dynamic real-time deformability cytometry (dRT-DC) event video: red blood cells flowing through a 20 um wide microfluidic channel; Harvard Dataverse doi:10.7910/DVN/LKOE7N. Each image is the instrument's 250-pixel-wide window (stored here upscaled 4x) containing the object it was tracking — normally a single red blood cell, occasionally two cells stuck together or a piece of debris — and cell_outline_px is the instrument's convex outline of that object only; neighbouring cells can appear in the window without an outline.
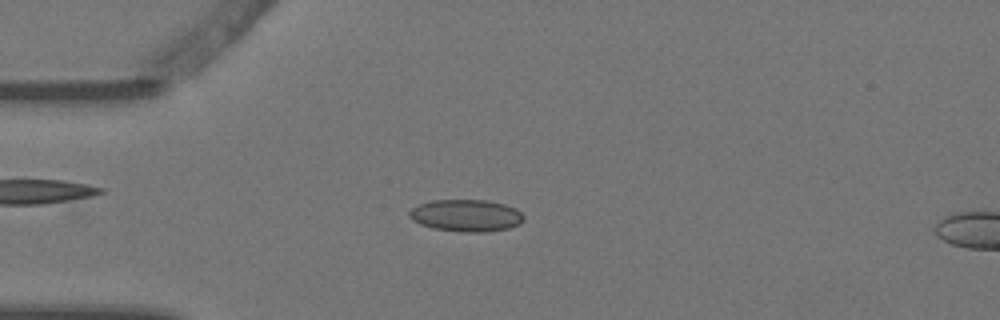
{"species": "Egyptian fruit bat (a non-hibernating species)", "species_latin": "Rousettus aegyptiacus", "temperature_condition": "warm", "stored_images_in_passage": 4, "camera_frame_rate_fps": 3000, "um_per_image_px": 0.085, "animal": {"sex": "female"}, "frame": {"image": 1, "passage_image": 3, "time_ms": 0.667, "image_size_px": [1000, 320], "cell_outline_px": [[524, 220], [520, 224], [508, 228], [484, 232], [460, 232], [432, 228], [420, 224], [412, 220], [408, 216], [408, 212], [412, 208], [420, 204], [432, 200], [488, 200], [504, 204], [516, 208], [524, 216]], "centroid_in_image_um": [39.62, 18.32], "position_along_channel_um": 45.4, "area_um2": 21.5}}